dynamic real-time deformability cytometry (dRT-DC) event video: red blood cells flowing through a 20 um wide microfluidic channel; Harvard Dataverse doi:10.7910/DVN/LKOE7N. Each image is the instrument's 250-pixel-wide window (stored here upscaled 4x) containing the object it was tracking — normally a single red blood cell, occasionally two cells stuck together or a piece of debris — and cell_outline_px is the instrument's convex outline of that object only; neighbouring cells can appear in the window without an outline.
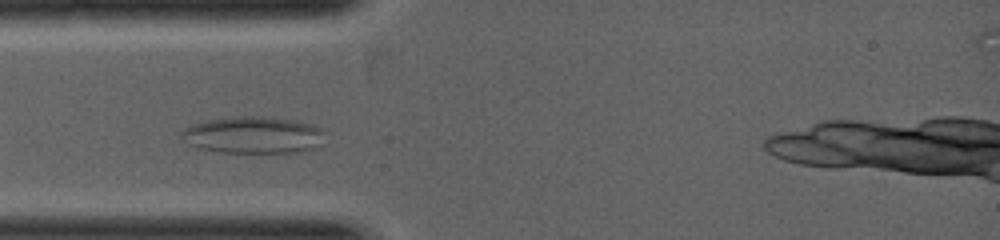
{"species": "common noctule bat (a hibernating species)", "species_latin": "Nyctalus noctula", "temperature_condition": "warm", "stored_images_in_passage": 6, "camera_frame_rate_fps": 5000, "um_per_image_px": 0.085, "animal": {"sex": "female", "body_mass_g": 19.0, "forearm_length_mm": 53.3}, "frame": {"image": 1, "passage_image": 5, "time_ms": 1.2, "image_size_px": [1000, 240], "cell_outline_px": [[324, 132], [320, 148], [300, 152], [216, 152], [200, 148], [188, 144], [180, 136], [180, 132], [184, 128], [192, 124], [208, 120], [232, 116], [272, 116], [300, 120], [312, 124], [320, 128]], "centroid_in_image_um": [21.56, 11.46], "position_along_channel_um": 63.4, "area_um2": 31.44}}